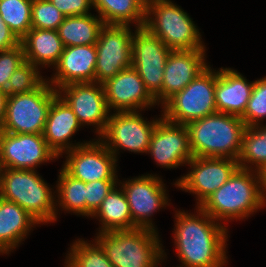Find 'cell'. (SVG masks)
I'll list each match as a JSON object with an SVG mask.
<instances>
[{
  "label": "cell",
  "instance_id": "cell-15",
  "mask_svg": "<svg viewBox=\"0 0 266 267\" xmlns=\"http://www.w3.org/2000/svg\"><path fill=\"white\" fill-rule=\"evenodd\" d=\"M57 91L72 108L82 127L92 126L98 138L104 132L110 115L103 84L70 83Z\"/></svg>",
  "mask_w": 266,
  "mask_h": 267
},
{
  "label": "cell",
  "instance_id": "cell-24",
  "mask_svg": "<svg viewBox=\"0 0 266 267\" xmlns=\"http://www.w3.org/2000/svg\"><path fill=\"white\" fill-rule=\"evenodd\" d=\"M25 61L44 69H52L65 46L57 30L31 28L21 39Z\"/></svg>",
  "mask_w": 266,
  "mask_h": 267
},
{
  "label": "cell",
  "instance_id": "cell-13",
  "mask_svg": "<svg viewBox=\"0 0 266 267\" xmlns=\"http://www.w3.org/2000/svg\"><path fill=\"white\" fill-rule=\"evenodd\" d=\"M66 154V155H65ZM62 168L85 183L97 180H119L118 160L98 139L65 152Z\"/></svg>",
  "mask_w": 266,
  "mask_h": 267
},
{
  "label": "cell",
  "instance_id": "cell-14",
  "mask_svg": "<svg viewBox=\"0 0 266 267\" xmlns=\"http://www.w3.org/2000/svg\"><path fill=\"white\" fill-rule=\"evenodd\" d=\"M172 50L145 26L135 27L132 39V66L146 89L155 97L162 90L164 67Z\"/></svg>",
  "mask_w": 266,
  "mask_h": 267
},
{
  "label": "cell",
  "instance_id": "cell-34",
  "mask_svg": "<svg viewBox=\"0 0 266 267\" xmlns=\"http://www.w3.org/2000/svg\"><path fill=\"white\" fill-rule=\"evenodd\" d=\"M65 17L49 0L32 2V28L57 30Z\"/></svg>",
  "mask_w": 266,
  "mask_h": 267
},
{
  "label": "cell",
  "instance_id": "cell-33",
  "mask_svg": "<svg viewBox=\"0 0 266 267\" xmlns=\"http://www.w3.org/2000/svg\"><path fill=\"white\" fill-rule=\"evenodd\" d=\"M240 118L247 127L263 124L266 119V76L255 80L246 110Z\"/></svg>",
  "mask_w": 266,
  "mask_h": 267
},
{
  "label": "cell",
  "instance_id": "cell-26",
  "mask_svg": "<svg viewBox=\"0 0 266 267\" xmlns=\"http://www.w3.org/2000/svg\"><path fill=\"white\" fill-rule=\"evenodd\" d=\"M104 26L100 16L91 13L65 17L57 31L65 47L95 45Z\"/></svg>",
  "mask_w": 266,
  "mask_h": 267
},
{
  "label": "cell",
  "instance_id": "cell-41",
  "mask_svg": "<svg viewBox=\"0 0 266 267\" xmlns=\"http://www.w3.org/2000/svg\"><path fill=\"white\" fill-rule=\"evenodd\" d=\"M141 2V4L146 8L147 6L156 3V2H160V1H165V0H139Z\"/></svg>",
  "mask_w": 266,
  "mask_h": 267
},
{
  "label": "cell",
  "instance_id": "cell-29",
  "mask_svg": "<svg viewBox=\"0 0 266 267\" xmlns=\"http://www.w3.org/2000/svg\"><path fill=\"white\" fill-rule=\"evenodd\" d=\"M237 161L240 168L254 171H260L266 165V125L246 128Z\"/></svg>",
  "mask_w": 266,
  "mask_h": 267
},
{
  "label": "cell",
  "instance_id": "cell-37",
  "mask_svg": "<svg viewBox=\"0 0 266 267\" xmlns=\"http://www.w3.org/2000/svg\"><path fill=\"white\" fill-rule=\"evenodd\" d=\"M62 14L78 16L91 14L93 0H49Z\"/></svg>",
  "mask_w": 266,
  "mask_h": 267
},
{
  "label": "cell",
  "instance_id": "cell-31",
  "mask_svg": "<svg viewBox=\"0 0 266 267\" xmlns=\"http://www.w3.org/2000/svg\"><path fill=\"white\" fill-rule=\"evenodd\" d=\"M33 0H0L3 22L21 39L31 28Z\"/></svg>",
  "mask_w": 266,
  "mask_h": 267
},
{
  "label": "cell",
  "instance_id": "cell-36",
  "mask_svg": "<svg viewBox=\"0 0 266 267\" xmlns=\"http://www.w3.org/2000/svg\"><path fill=\"white\" fill-rule=\"evenodd\" d=\"M119 180H97L86 183V216L98 209L104 198L118 184Z\"/></svg>",
  "mask_w": 266,
  "mask_h": 267
},
{
  "label": "cell",
  "instance_id": "cell-40",
  "mask_svg": "<svg viewBox=\"0 0 266 267\" xmlns=\"http://www.w3.org/2000/svg\"><path fill=\"white\" fill-rule=\"evenodd\" d=\"M258 172L260 176L261 192L266 203V165Z\"/></svg>",
  "mask_w": 266,
  "mask_h": 267
},
{
  "label": "cell",
  "instance_id": "cell-38",
  "mask_svg": "<svg viewBox=\"0 0 266 267\" xmlns=\"http://www.w3.org/2000/svg\"><path fill=\"white\" fill-rule=\"evenodd\" d=\"M20 44V39L14 32L3 22L0 15V51L12 49Z\"/></svg>",
  "mask_w": 266,
  "mask_h": 267
},
{
  "label": "cell",
  "instance_id": "cell-6",
  "mask_svg": "<svg viewBox=\"0 0 266 267\" xmlns=\"http://www.w3.org/2000/svg\"><path fill=\"white\" fill-rule=\"evenodd\" d=\"M144 26L171 50L206 49L202 34L189 13L172 0L147 6Z\"/></svg>",
  "mask_w": 266,
  "mask_h": 267
},
{
  "label": "cell",
  "instance_id": "cell-21",
  "mask_svg": "<svg viewBox=\"0 0 266 267\" xmlns=\"http://www.w3.org/2000/svg\"><path fill=\"white\" fill-rule=\"evenodd\" d=\"M96 59L95 45L65 47L47 81L56 90L70 83L95 82Z\"/></svg>",
  "mask_w": 266,
  "mask_h": 267
},
{
  "label": "cell",
  "instance_id": "cell-28",
  "mask_svg": "<svg viewBox=\"0 0 266 267\" xmlns=\"http://www.w3.org/2000/svg\"><path fill=\"white\" fill-rule=\"evenodd\" d=\"M58 174L57 183L54 186L56 188V221H58V215L62 213L60 210L71 215L86 217V183L73 178L62 167Z\"/></svg>",
  "mask_w": 266,
  "mask_h": 267
},
{
  "label": "cell",
  "instance_id": "cell-8",
  "mask_svg": "<svg viewBox=\"0 0 266 267\" xmlns=\"http://www.w3.org/2000/svg\"><path fill=\"white\" fill-rule=\"evenodd\" d=\"M58 91L46 80L38 89L7 97L5 120L0 131L43 134L48 110Z\"/></svg>",
  "mask_w": 266,
  "mask_h": 267
},
{
  "label": "cell",
  "instance_id": "cell-16",
  "mask_svg": "<svg viewBox=\"0 0 266 267\" xmlns=\"http://www.w3.org/2000/svg\"><path fill=\"white\" fill-rule=\"evenodd\" d=\"M59 157L47 145L43 134H13L0 131L2 168L36 170Z\"/></svg>",
  "mask_w": 266,
  "mask_h": 267
},
{
  "label": "cell",
  "instance_id": "cell-20",
  "mask_svg": "<svg viewBox=\"0 0 266 267\" xmlns=\"http://www.w3.org/2000/svg\"><path fill=\"white\" fill-rule=\"evenodd\" d=\"M83 128L68 103L58 94L48 110L43 137L47 145L63 158V154L90 141H72L74 134ZM73 136V137H72ZM75 142V143H72Z\"/></svg>",
  "mask_w": 266,
  "mask_h": 267
},
{
  "label": "cell",
  "instance_id": "cell-35",
  "mask_svg": "<svg viewBox=\"0 0 266 267\" xmlns=\"http://www.w3.org/2000/svg\"><path fill=\"white\" fill-rule=\"evenodd\" d=\"M24 62L25 56L21 44L6 51H0V90H7L9 78Z\"/></svg>",
  "mask_w": 266,
  "mask_h": 267
},
{
  "label": "cell",
  "instance_id": "cell-27",
  "mask_svg": "<svg viewBox=\"0 0 266 267\" xmlns=\"http://www.w3.org/2000/svg\"><path fill=\"white\" fill-rule=\"evenodd\" d=\"M105 25L144 26L146 8L139 0H93Z\"/></svg>",
  "mask_w": 266,
  "mask_h": 267
},
{
  "label": "cell",
  "instance_id": "cell-11",
  "mask_svg": "<svg viewBox=\"0 0 266 267\" xmlns=\"http://www.w3.org/2000/svg\"><path fill=\"white\" fill-rule=\"evenodd\" d=\"M188 172L173 182L174 187L190 193L200 206L219 189L239 168L233 158L193 157L187 164Z\"/></svg>",
  "mask_w": 266,
  "mask_h": 267
},
{
  "label": "cell",
  "instance_id": "cell-19",
  "mask_svg": "<svg viewBox=\"0 0 266 267\" xmlns=\"http://www.w3.org/2000/svg\"><path fill=\"white\" fill-rule=\"evenodd\" d=\"M207 49L172 50L167 57L162 90L154 97L160 107L174 94L182 91L209 65Z\"/></svg>",
  "mask_w": 266,
  "mask_h": 267
},
{
  "label": "cell",
  "instance_id": "cell-42",
  "mask_svg": "<svg viewBox=\"0 0 266 267\" xmlns=\"http://www.w3.org/2000/svg\"><path fill=\"white\" fill-rule=\"evenodd\" d=\"M1 171H2V166H1V163H0V179H1Z\"/></svg>",
  "mask_w": 266,
  "mask_h": 267
},
{
  "label": "cell",
  "instance_id": "cell-23",
  "mask_svg": "<svg viewBox=\"0 0 266 267\" xmlns=\"http://www.w3.org/2000/svg\"><path fill=\"white\" fill-rule=\"evenodd\" d=\"M39 224L18 204L0 197V255L9 256Z\"/></svg>",
  "mask_w": 266,
  "mask_h": 267
},
{
  "label": "cell",
  "instance_id": "cell-2",
  "mask_svg": "<svg viewBox=\"0 0 266 267\" xmlns=\"http://www.w3.org/2000/svg\"><path fill=\"white\" fill-rule=\"evenodd\" d=\"M200 207L226 227L234 220L245 221L266 207L259 172L239 167Z\"/></svg>",
  "mask_w": 266,
  "mask_h": 267
},
{
  "label": "cell",
  "instance_id": "cell-9",
  "mask_svg": "<svg viewBox=\"0 0 266 267\" xmlns=\"http://www.w3.org/2000/svg\"><path fill=\"white\" fill-rule=\"evenodd\" d=\"M162 118V113L161 116L148 120L142 115V111L112 112L98 139L117 160L121 150L147 154L153 131Z\"/></svg>",
  "mask_w": 266,
  "mask_h": 267
},
{
  "label": "cell",
  "instance_id": "cell-25",
  "mask_svg": "<svg viewBox=\"0 0 266 267\" xmlns=\"http://www.w3.org/2000/svg\"><path fill=\"white\" fill-rule=\"evenodd\" d=\"M90 218L100 223L96 233L136 229L126 195L119 184L104 198Z\"/></svg>",
  "mask_w": 266,
  "mask_h": 267
},
{
  "label": "cell",
  "instance_id": "cell-5",
  "mask_svg": "<svg viewBox=\"0 0 266 267\" xmlns=\"http://www.w3.org/2000/svg\"><path fill=\"white\" fill-rule=\"evenodd\" d=\"M0 197L18 204L40 225L56 222L55 191L37 170L2 168Z\"/></svg>",
  "mask_w": 266,
  "mask_h": 267
},
{
  "label": "cell",
  "instance_id": "cell-17",
  "mask_svg": "<svg viewBox=\"0 0 266 267\" xmlns=\"http://www.w3.org/2000/svg\"><path fill=\"white\" fill-rule=\"evenodd\" d=\"M103 87L110 113L148 111L156 105L159 107L133 66L117 73L103 83Z\"/></svg>",
  "mask_w": 266,
  "mask_h": 267
},
{
  "label": "cell",
  "instance_id": "cell-39",
  "mask_svg": "<svg viewBox=\"0 0 266 267\" xmlns=\"http://www.w3.org/2000/svg\"><path fill=\"white\" fill-rule=\"evenodd\" d=\"M7 97V93L3 90H0V128L6 116Z\"/></svg>",
  "mask_w": 266,
  "mask_h": 267
},
{
  "label": "cell",
  "instance_id": "cell-7",
  "mask_svg": "<svg viewBox=\"0 0 266 267\" xmlns=\"http://www.w3.org/2000/svg\"><path fill=\"white\" fill-rule=\"evenodd\" d=\"M209 66L182 91L160 108L164 119L175 124L187 123L217 113L215 104L216 68Z\"/></svg>",
  "mask_w": 266,
  "mask_h": 267
},
{
  "label": "cell",
  "instance_id": "cell-30",
  "mask_svg": "<svg viewBox=\"0 0 266 267\" xmlns=\"http://www.w3.org/2000/svg\"><path fill=\"white\" fill-rule=\"evenodd\" d=\"M68 250L64 267H114L94 239L88 241L78 238L70 244Z\"/></svg>",
  "mask_w": 266,
  "mask_h": 267
},
{
  "label": "cell",
  "instance_id": "cell-18",
  "mask_svg": "<svg viewBox=\"0 0 266 267\" xmlns=\"http://www.w3.org/2000/svg\"><path fill=\"white\" fill-rule=\"evenodd\" d=\"M147 154L160 168L186 166L193 158L186 126L162 118L153 131Z\"/></svg>",
  "mask_w": 266,
  "mask_h": 267
},
{
  "label": "cell",
  "instance_id": "cell-3",
  "mask_svg": "<svg viewBox=\"0 0 266 267\" xmlns=\"http://www.w3.org/2000/svg\"><path fill=\"white\" fill-rule=\"evenodd\" d=\"M185 126L193 157L239 159L247 128L239 116L217 112Z\"/></svg>",
  "mask_w": 266,
  "mask_h": 267
},
{
  "label": "cell",
  "instance_id": "cell-12",
  "mask_svg": "<svg viewBox=\"0 0 266 267\" xmlns=\"http://www.w3.org/2000/svg\"><path fill=\"white\" fill-rule=\"evenodd\" d=\"M131 28V29H130ZM132 26L105 25L96 42L95 82L105 83L132 66Z\"/></svg>",
  "mask_w": 266,
  "mask_h": 267
},
{
  "label": "cell",
  "instance_id": "cell-10",
  "mask_svg": "<svg viewBox=\"0 0 266 267\" xmlns=\"http://www.w3.org/2000/svg\"><path fill=\"white\" fill-rule=\"evenodd\" d=\"M127 179H119L118 184L126 195L134 226L158 232L152 217L172 204L167 184L162 176L152 173Z\"/></svg>",
  "mask_w": 266,
  "mask_h": 267
},
{
  "label": "cell",
  "instance_id": "cell-4",
  "mask_svg": "<svg viewBox=\"0 0 266 267\" xmlns=\"http://www.w3.org/2000/svg\"><path fill=\"white\" fill-rule=\"evenodd\" d=\"M93 238L114 267H158L167 254L159 232L146 228L96 233Z\"/></svg>",
  "mask_w": 266,
  "mask_h": 267
},
{
  "label": "cell",
  "instance_id": "cell-1",
  "mask_svg": "<svg viewBox=\"0 0 266 267\" xmlns=\"http://www.w3.org/2000/svg\"><path fill=\"white\" fill-rule=\"evenodd\" d=\"M196 210V211H195ZM173 240L177 267H227L229 228L214 220L200 206L194 213L174 209Z\"/></svg>",
  "mask_w": 266,
  "mask_h": 267
},
{
  "label": "cell",
  "instance_id": "cell-22",
  "mask_svg": "<svg viewBox=\"0 0 266 267\" xmlns=\"http://www.w3.org/2000/svg\"><path fill=\"white\" fill-rule=\"evenodd\" d=\"M236 69L221 67L216 70L215 104L219 113L241 117L247 107L254 87Z\"/></svg>",
  "mask_w": 266,
  "mask_h": 267
},
{
  "label": "cell",
  "instance_id": "cell-32",
  "mask_svg": "<svg viewBox=\"0 0 266 267\" xmlns=\"http://www.w3.org/2000/svg\"><path fill=\"white\" fill-rule=\"evenodd\" d=\"M41 69L32 63L25 61L11 75L8 81L7 96L28 93L38 89L47 77L42 75Z\"/></svg>",
  "mask_w": 266,
  "mask_h": 267
}]
</instances>
